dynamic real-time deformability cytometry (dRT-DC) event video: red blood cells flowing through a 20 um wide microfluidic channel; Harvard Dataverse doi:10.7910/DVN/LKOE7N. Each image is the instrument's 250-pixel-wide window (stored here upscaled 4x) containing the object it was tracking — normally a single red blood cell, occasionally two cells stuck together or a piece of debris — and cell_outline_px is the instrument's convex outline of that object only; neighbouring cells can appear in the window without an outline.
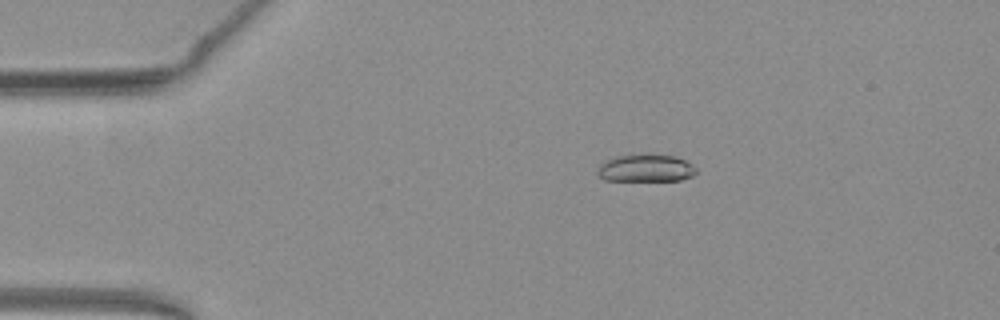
{"species": "common noctule bat (a hibernating species)", "species_latin": "Nyctalus noctula", "temperature_condition": "warm", "stored_images_in_passage": 50, "camera_frame_rate_fps": 3000, "um_per_image_px": 0.085, "animal": {"sex": "female", "body_mass_g": 19.3, "forearm_length_mm": 54.1}, "frame": {"image": 1, "passage_image": 8, "time_ms": 2.333, "image_size_px": [1000, 320], "cell_outline_px": [[696, 172], [692, 176], [680, 180], [604, 180], [596, 172], [600, 164], [604, 160], [616, 156], [644, 152], [672, 156], [684, 160], [692, 164], [696, 168]], "centroid_in_image_um": [54.86, 14.26], "position_along_channel_um": 30.1, "area_um2": 16.07}}
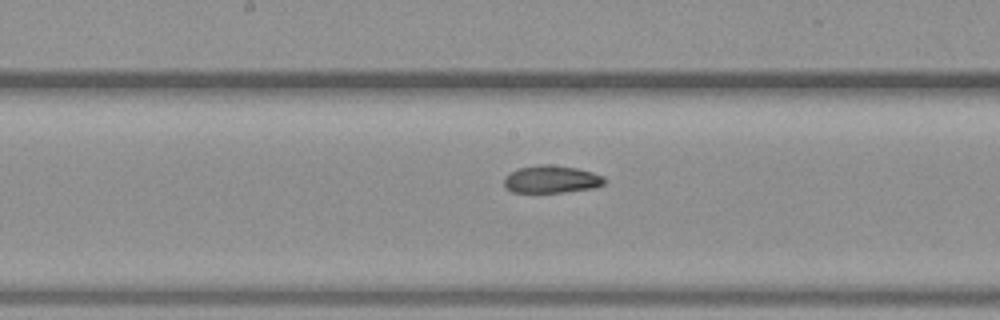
{"frame": {"image": 2, "passage_image": 25, "time_ms": 8.0, "image_size_px": [1000, 320], "cell_outline_px": [[608, 180], [604, 184], [596, 188], [564, 192], [512, 192], [504, 188], [504, 176], [520, 168], [540, 164], [544, 164], [576, 168], [592, 172], [604, 176]], "centroid_in_image_um": [46.9, 15.25], "position_along_channel_um": 201.3, "area_um2": 16.18}}
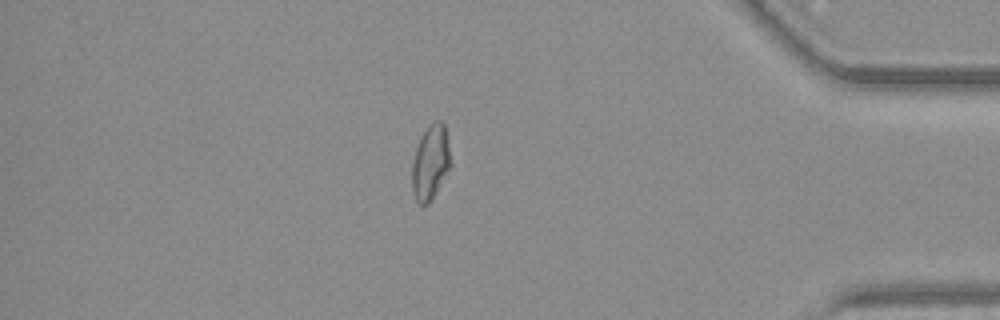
{"frame": {"image": 3, "passage_image": 43, "time_ms": 14.0, "image_size_px": [1000, 320], "cell_outline_px": [[452, 164], [436, 192], [428, 204], [416, 204], [412, 192], [412, 164], [416, 148], [420, 136], [428, 124], [432, 120], [440, 120], [444, 124]], "centroid_in_image_um": [36.58, 13.79], "position_along_channel_um": 398.6, "area_um2": 16.99}, "authors_computed_cell_mechanics": {"area_um2": 16.7042, "velocity_mm_per_s": 3.9287, "shape_relaxation_time_tau1_ms": null, "shape_relaxation_time_tau2_ms": 3.9843, "deformation_change_tau1": null, "deformation_change_tau2": 0.0997}}